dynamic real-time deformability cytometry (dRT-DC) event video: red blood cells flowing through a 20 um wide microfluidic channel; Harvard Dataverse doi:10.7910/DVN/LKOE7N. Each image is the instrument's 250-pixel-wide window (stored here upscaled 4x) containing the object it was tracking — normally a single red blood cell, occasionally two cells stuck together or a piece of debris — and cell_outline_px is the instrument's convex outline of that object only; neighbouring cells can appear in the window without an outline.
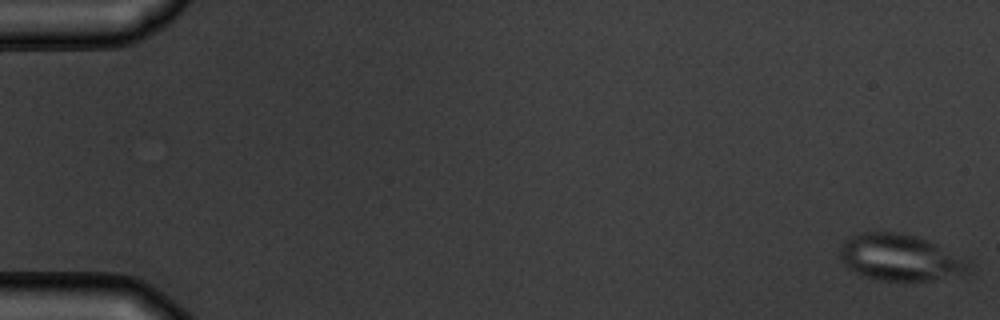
{"species": "common noctule bat (a hibernating species)", "species_latin": "Nyctalus noctula", "temperature_condition": "warm", "stored_images_in_passage": 5, "camera_frame_rate_fps": 3000, "um_per_image_px": 0.085, "animal": {"sex": "male", "body_mass_g": 19.5, "forearm_length_mm": 54.6}, "frame": {"image": 1, "passage_image": 1, "time_ms": 0.0, "image_size_px": [1000, 320], "cell_outline_px": [[972, 264], [964, 272], [928, 280], [880, 280], [864, 276], [848, 268], [844, 264], [840, 256], [840, 248], [844, 240], [852, 236], [864, 232], [892, 232], [916, 236], [936, 244], [972, 260]], "centroid_in_image_um": [76.49, 21.87], "position_along_channel_um": 8.5, "area_um2": 34.33}}